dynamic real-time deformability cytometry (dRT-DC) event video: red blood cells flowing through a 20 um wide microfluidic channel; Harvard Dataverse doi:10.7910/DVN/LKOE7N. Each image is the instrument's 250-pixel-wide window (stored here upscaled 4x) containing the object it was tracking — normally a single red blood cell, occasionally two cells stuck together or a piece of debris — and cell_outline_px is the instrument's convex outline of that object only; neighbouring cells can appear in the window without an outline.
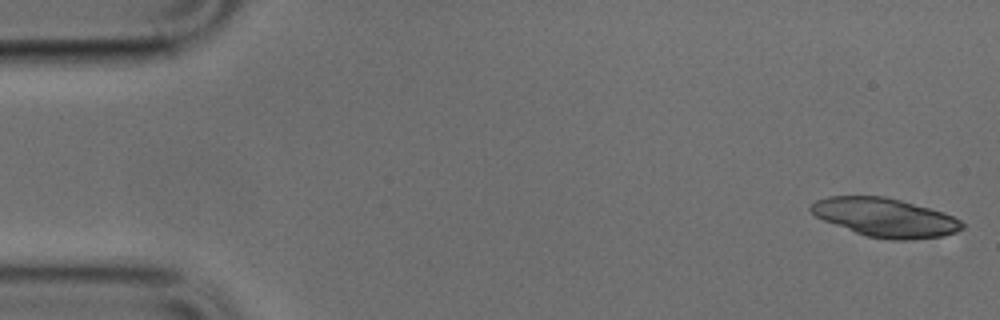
{"species": "common noctule bat (a hibernating species)", "species_latin": "Nyctalus noctula", "temperature_condition": "cold", "stored_images_in_passage": 6, "camera_frame_rate_fps": 3000, "um_per_image_px": 0.085, "animal": {"sex": "male", "body_mass_g": 17.9, "forearm_length_mm": 54.2}, "frame": {"image": 1, "passage_image": 1, "time_ms": 0.0, "image_size_px": [1000, 320], "cell_outline_px": [[964, 228], [956, 232], [944, 236], [908, 240], [892, 240], [868, 236], [856, 232], [824, 220], [816, 216], [808, 208], [816, 200], [828, 196], [884, 196], [900, 200], [944, 212], [960, 220], [964, 224]], "centroid_in_image_um": [75.26, 18.48], "position_along_channel_um": 9.7, "area_um2": 33.87}}